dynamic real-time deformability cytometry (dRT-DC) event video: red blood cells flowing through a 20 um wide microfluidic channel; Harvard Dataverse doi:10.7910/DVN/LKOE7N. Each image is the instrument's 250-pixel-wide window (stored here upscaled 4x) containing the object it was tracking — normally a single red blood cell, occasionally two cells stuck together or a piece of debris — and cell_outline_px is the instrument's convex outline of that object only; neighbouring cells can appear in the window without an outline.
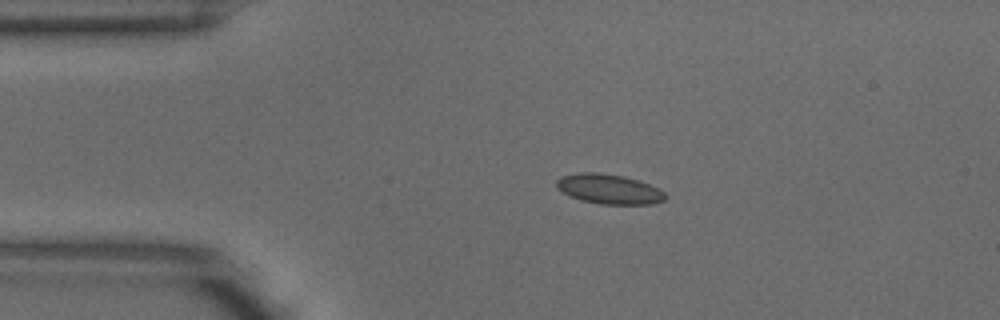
{"species": "common noctule bat (a hibernating species)", "species_latin": "Nyctalus noctula", "temperature_condition": "warm", "stored_images_in_passage": 2, "camera_frame_rate_fps": 3000, "um_per_image_px": 0.085, "animal": {"sex": "male", "body_mass_g": 18.8}, "frame": {"image": 1, "passage_image": 2, "time_ms": 0.333, "image_size_px": [1000, 320], "cell_outline_px": [[664, 200], [652, 204], [600, 204], [580, 200], [568, 196], [556, 188], [556, 180], [560, 176], [580, 172], [596, 172], [624, 176], [640, 180], [664, 192]], "centroid_in_image_um": [51.7, 16.06], "position_along_channel_um": 33.3, "area_um2": 18.96}}